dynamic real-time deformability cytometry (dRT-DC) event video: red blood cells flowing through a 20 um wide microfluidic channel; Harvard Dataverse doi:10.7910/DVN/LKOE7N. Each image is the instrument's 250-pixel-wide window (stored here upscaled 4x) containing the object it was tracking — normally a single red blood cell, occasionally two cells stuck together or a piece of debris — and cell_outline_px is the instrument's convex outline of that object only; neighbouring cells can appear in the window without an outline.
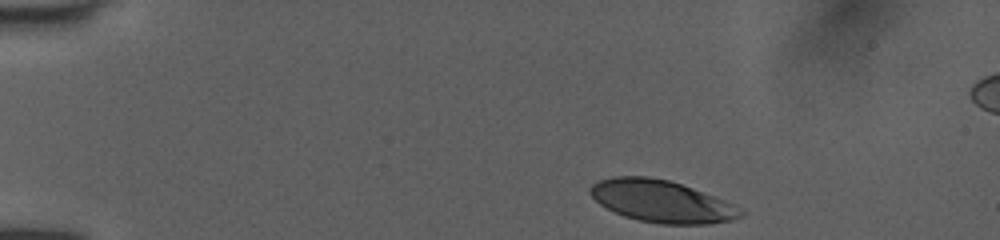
{"species": "human", "species_latin": "Homo sapiens", "temperature_condition": "room temperature", "stored_images_in_passage": 34, "camera_frame_rate_fps": 3000, "um_per_image_px": 0.085, "donor": {"sex": "female"}, "frame": {"image": 1, "passage_image": 1, "time_ms": 0.0, "image_size_px": [1000, 240], "cell_outline_px": [[744, 216], [732, 220], [708, 224], [660, 224], [636, 220], [624, 216], [600, 204], [588, 192], [588, 188], [592, 184], [600, 180], [612, 176], [648, 176], [668, 180], [692, 188], [724, 200], [740, 208], [744, 212]], "centroid_in_image_um": [56.22, 17.11], "position_along_channel_um": 28.8, "area_um2": 36.82}}
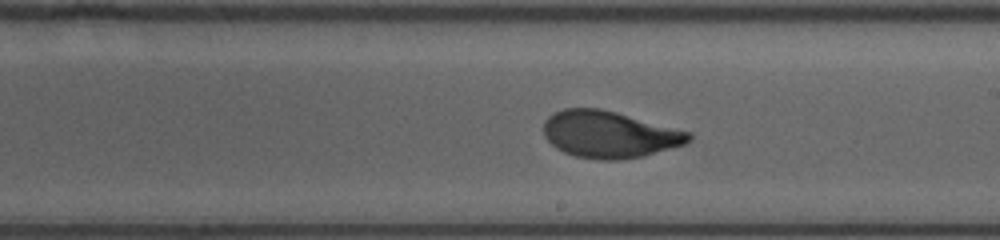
{"frame": {"image": 2, "passage_image": 21, "time_ms": 6.667, "image_size_px": [1000, 240], "cell_outline_px": [[692, 140], [688, 144], [644, 156], [620, 160], [600, 160], [576, 156], [564, 152], [556, 148], [544, 136], [544, 120], [548, 116], [564, 108], [600, 108], [616, 112], [692, 132]], "centroid_in_image_um": [51.83, 11.43], "position_along_channel_um": 237.2, "area_um2": 39.88}}
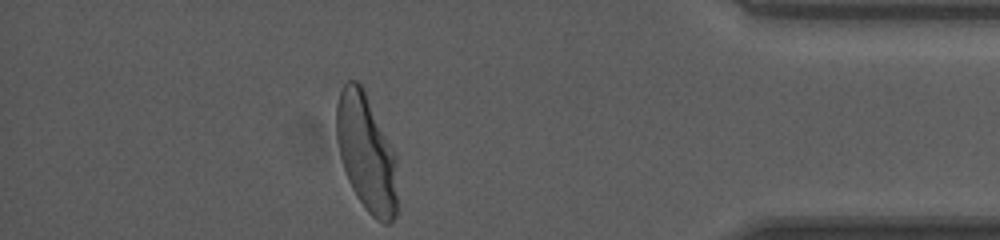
{"frame": {"image": 3, "passage_image": 34, "time_ms": 11.0, "image_size_px": [1000, 240], "cell_outline_px": [[396, 216], [388, 224], [384, 224], [376, 220], [364, 208], [352, 188], [348, 180], [340, 156], [336, 140], [336, 104], [340, 92], [344, 84], [348, 80], [356, 80], [364, 88], [396, 156]], "centroid_in_image_um": [31.12, 12.98], "position_along_channel_um": 404.1, "area_um2": 41.62}, "authors_computed_cell_mechanics": {"area_um2": 39.6797, "velocity_mm_per_s": 4.0144, "shape_relaxation_time_tau1_ms": 2.3745, "shape_relaxation_time_tau2_ms": null, "deformation_change_tau1": 0.1718, "deformation_change_tau2": null}}